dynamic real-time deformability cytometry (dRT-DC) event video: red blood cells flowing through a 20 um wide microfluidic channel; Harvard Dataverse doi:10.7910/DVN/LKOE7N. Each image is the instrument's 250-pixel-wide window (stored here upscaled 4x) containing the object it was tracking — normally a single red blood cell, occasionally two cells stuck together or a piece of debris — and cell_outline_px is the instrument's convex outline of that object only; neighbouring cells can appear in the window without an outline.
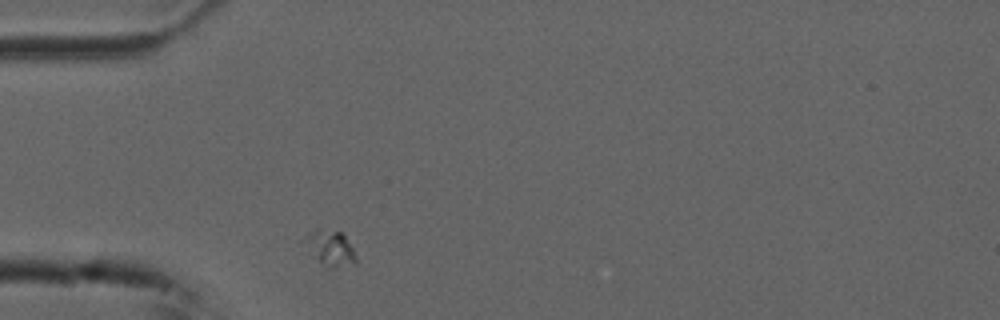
{"species": "common noctule bat (a hibernating species)", "species_latin": "Nyctalus noctula", "temperature_condition": "cold", "stored_images_in_passage": 26, "camera_frame_rate_fps": 3000, "um_per_image_px": 0.085, "animal": {"sex": "male", "forearm_length_mm": 52.5}, "frame": {"image": 1, "passage_image": 1, "time_ms": 0.0, "image_size_px": [1000, 320], "cell_outline_px": [[356, 264], [332, 268], [320, 260], [300, 240], [308, 232], [316, 228], [344, 232], [356, 256]], "centroid_in_image_um": [28.08, 21.02], "position_along_channel_um": 56.9, "area_um2": 10.52}}
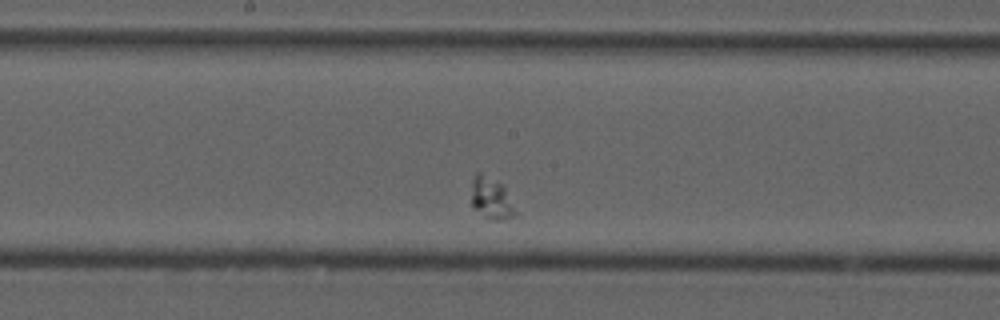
{"frame": {"image": 2, "passage_image": 15, "time_ms": 4.667, "image_size_px": [1000, 320], "cell_outline_px": [[520, 216], [500, 220], [496, 220], [484, 216], [472, 204], [472, 180], [476, 172], [480, 172], [504, 184]], "centroid_in_image_um": [41.84, 16.85], "position_along_channel_um": 206.4, "area_um2": 10.92}}
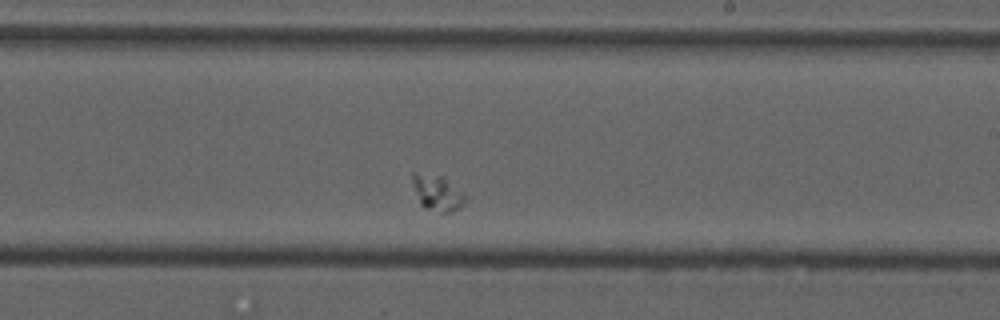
{"frame": {"image": 3, "passage_image": 19, "time_ms": 6.0, "image_size_px": [1000, 320], "cell_outline_px": [[468, 196], [464, 204], [452, 212], [440, 212], [424, 208], [420, 204], [412, 184], [412, 172], [416, 172], [444, 176]], "centroid_in_image_um": [37.19, 16.38], "position_along_channel_um": 251.8, "area_um2": 11.21}}